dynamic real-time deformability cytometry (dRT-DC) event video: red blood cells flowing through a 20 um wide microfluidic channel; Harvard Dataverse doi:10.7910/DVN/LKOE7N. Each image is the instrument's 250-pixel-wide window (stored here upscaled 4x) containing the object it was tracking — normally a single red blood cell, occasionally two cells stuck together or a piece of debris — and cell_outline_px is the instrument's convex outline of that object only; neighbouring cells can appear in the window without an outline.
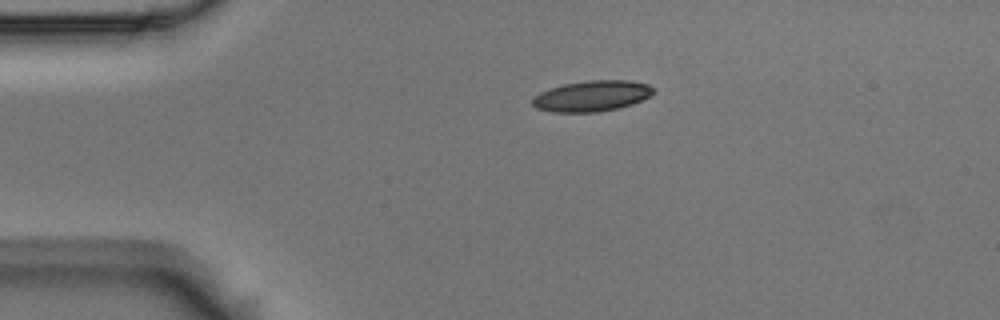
{"species": "Egyptian fruit bat (a non-hibernating species)", "species_latin": "Rousettus aegyptiacus", "temperature_condition": "room temperature", "stored_images_in_passage": 2, "camera_frame_rate_fps": 3000, "um_per_image_px": 0.085, "animal": {"sex": "male"}, "frame": {"image": 1, "passage_image": 1, "time_ms": 0.0, "image_size_px": [1000, 320], "cell_outline_px": [[656, 92], [632, 104], [620, 108], [596, 112], [552, 112], [536, 108], [532, 104], [532, 100], [540, 92], [564, 84], [588, 80], [628, 80], [648, 84]], "centroid_in_image_um": [50.32, 8.16], "position_along_channel_um": 34.7, "area_um2": 21.56}}